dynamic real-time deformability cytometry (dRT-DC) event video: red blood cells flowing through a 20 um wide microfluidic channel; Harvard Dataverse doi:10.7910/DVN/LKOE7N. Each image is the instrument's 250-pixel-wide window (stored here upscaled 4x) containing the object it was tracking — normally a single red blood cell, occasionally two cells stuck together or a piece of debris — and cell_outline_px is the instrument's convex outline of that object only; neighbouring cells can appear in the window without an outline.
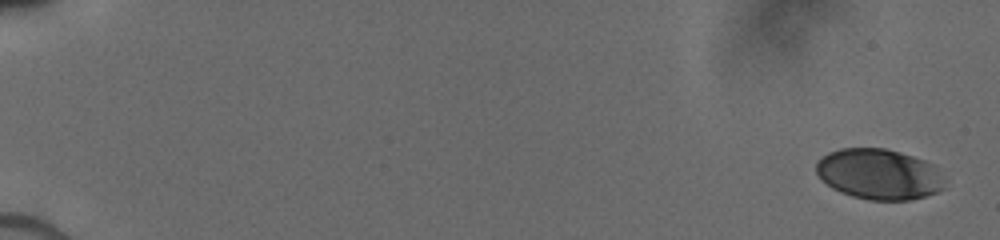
{"species": "human", "species_latin": "Homo sapiens", "temperature_condition": "cold", "stored_images_in_passage": 25, "camera_frame_rate_fps": 3000, "um_per_image_px": 0.085, "donor": {"sex": "male"}, "frame": {"image": 1, "passage_image": 1, "time_ms": 0.0, "image_size_px": [1000, 240], "cell_outline_px": [[948, 180], [944, 188], [936, 192], [924, 196], [908, 200], [868, 200], [852, 196], [840, 192], [832, 188], [816, 172], [816, 164], [828, 152], [840, 148], [884, 148], [900, 152], [924, 160], [932, 164]], "centroid_in_image_um": [74.76, 14.81], "position_along_channel_um": 10.2, "area_um2": 37.92}}
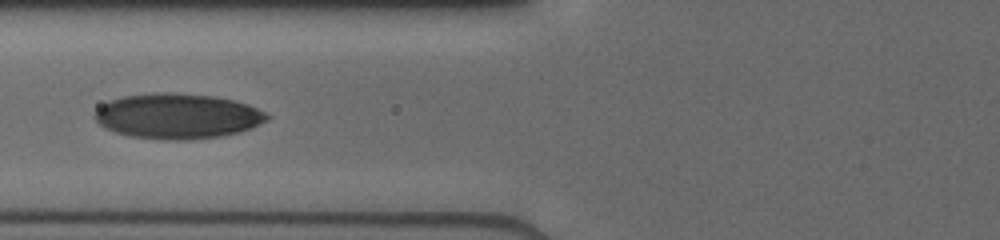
{"frame": {"image": 2, "passage_image": 22, "time_ms": 7.333, "image_size_px": [1000, 240], "cell_outline_px": [[272, 116], [268, 120], [252, 128], [240, 132], [220, 136], [192, 140], [164, 140], [132, 136], [116, 132], [104, 128], [92, 116], [104, 104], [112, 100], [124, 96], [156, 92], [168, 92], [212, 96], [236, 100], [248, 104]], "centroid_in_image_um": [15.13, 9.87], "position_along_channel_um": 110.7, "area_um2": 45.43}}
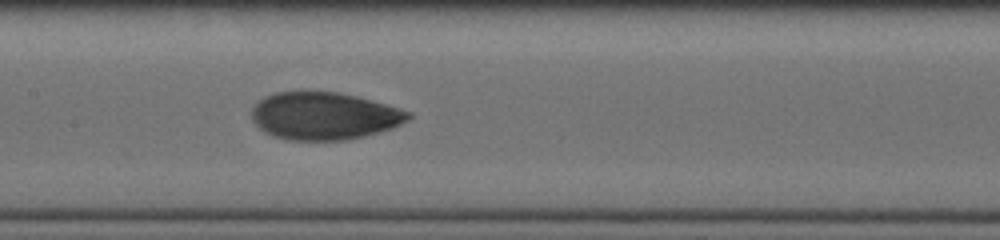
{"frame": {"image": 3, "passage_image": 25, "time_ms": 9.0, "image_size_px": [1000, 240], "cell_outline_px": [[412, 116], [408, 120], [392, 128], [364, 136], [348, 140], [288, 140], [272, 136], [264, 132], [252, 120], [252, 104], [256, 100], [264, 96], [276, 92], [340, 92], [356, 96], [412, 112]], "centroid_in_image_um": [27.51, 9.86], "position_along_channel_um": 179.9, "area_um2": 43.47}}